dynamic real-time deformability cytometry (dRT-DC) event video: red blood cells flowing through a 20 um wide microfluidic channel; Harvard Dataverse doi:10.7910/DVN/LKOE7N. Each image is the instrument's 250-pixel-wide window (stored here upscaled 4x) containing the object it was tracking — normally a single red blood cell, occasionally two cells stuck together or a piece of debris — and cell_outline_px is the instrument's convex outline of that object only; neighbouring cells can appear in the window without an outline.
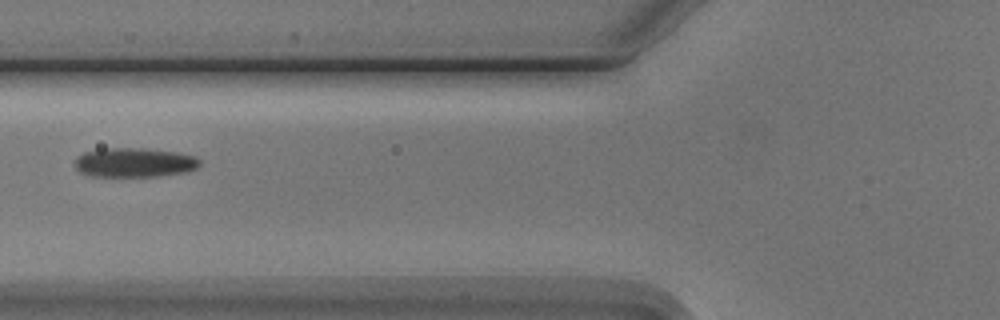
{"species": "Egyptian fruit bat (a non-hibernating species)", "species_latin": "Rousettus aegyptiacus", "temperature_condition": "cold", "stored_images_in_passage": 3, "camera_frame_rate_fps": 3000, "um_per_image_px": 0.085, "animal": {"sex": "male"}, "frame": {"image": 1, "passage_image": 3, "time_ms": 2.333, "image_size_px": [1000, 320], "cell_outline_px": [[200, 164], [196, 168], [184, 172], [156, 176], [88, 176], [80, 172], [76, 168], [76, 156], [84, 152], [100, 148], [148, 148], [176, 152], [196, 156], [200, 160]], "centroid_in_image_um": [11.4, 13.8], "position_along_channel_um": 114.4, "area_um2": 21.44}}